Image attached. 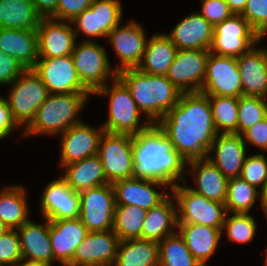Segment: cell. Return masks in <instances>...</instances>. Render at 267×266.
Here are the masks:
<instances>
[{"mask_svg":"<svg viewBox=\"0 0 267 266\" xmlns=\"http://www.w3.org/2000/svg\"><path fill=\"white\" fill-rule=\"evenodd\" d=\"M92 3L93 0H58L56 13L51 18L71 22Z\"/></svg>","mask_w":267,"mask_h":266,"instance_id":"bcb514c9","label":"cell"},{"mask_svg":"<svg viewBox=\"0 0 267 266\" xmlns=\"http://www.w3.org/2000/svg\"><path fill=\"white\" fill-rule=\"evenodd\" d=\"M195 177L196 187L191 189L203 195L205 198L220 203H225L227 198L228 179L225 175L207 158L196 159L187 162Z\"/></svg>","mask_w":267,"mask_h":266,"instance_id":"484cf974","label":"cell"},{"mask_svg":"<svg viewBox=\"0 0 267 266\" xmlns=\"http://www.w3.org/2000/svg\"><path fill=\"white\" fill-rule=\"evenodd\" d=\"M260 191V201H261V207L263 209V212L265 213L267 217V181L264 183Z\"/></svg>","mask_w":267,"mask_h":266,"instance_id":"f5cc1de1","label":"cell"},{"mask_svg":"<svg viewBox=\"0 0 267 266\" xmlns=\"http://www.w3.org/2000/svg\"><path fill=\"white\" fill-rule=\"evenodd\" d=\"M226 229L227 238L233 243H247L254 239L257 225L249 213L227 215L222 230Z\"/></svg>","mask_w":267,"mask_h":266,"instance_id":"60d3db41","label":"cell"},{"mask_svg":"<svg viewBox=\"0 0 267 266\" xmlns=\"http://www.w3.org/2000/svg\"><path fill=\"white\" fill-rule=\"evenodd\" d=\"M26 68L15 58L0 50V85H10Z\"/></svg>","mask_w":267,"mask_h":266,"instance_id":"7dc6e473","label":"cell"},{"mask_svg":"<svg viewBox=\"0 0 267 266\" xmlns=\"http://www.w3.org/2000/svg\"><path fill=\"white\" fill-rule=\"evenodd\" d=\"M33 70L39 75L49 94H92L80 81L72 55L38 58Z\"/></svg>","mask_w":267,"mask_h":266,"instance_id":"7c38bea8","label":"cell"},{"mask_svg":"<svg viewBox=\"0 0 267 266\" xmlns=\"http://www.w3.org/2000/svg\"><path fill=\"white\" fill-rule=\"evenodd\" d=\"M241 15L258 33L267 23V0H248Z\"/></svg>","mask_w":267,"mask_h":266,"instance_id":"f6af8a7d","label":"cell"},{"mask_svg":"<svg viewBox=\"0 0 267 266\" xmlns=\"http://www.w3.org/2000/svg\"><path fill=\"white\" fill-rule=\"evenodd\" d=\"M40 200L41 214L47 220L76 219L80 215L79 192L61 176L49 182Z\"/></svg>","mask_w":267,"mask_h":266,"instance_id":"e0dca14e","label":"cell"},{"mask_svg":"<svg viewBox=\"0 0 267 266\" xmlns=\"http://www.w3.org/2000/svg\"><path fill=\"white\" fill-rule=\"evenodd\" d=\"M10 86L11 90L6 100L12 116L20 127L26 128L49 92L33 69H26Z\"/></svg>","mask_w":267,"mask_h":266,"instance_id":"52a82bcc","label":"cell"},{"mask_svg":"<svg viewBox=\"0 0 267 266\" xmlns=\"http://www.w3.org/2000/svg\"><path fill=\"white\" fill-rule=\"evenodd\" d=\"M236 59L242 82V96L267 97V49L253 46Z\"/></svg>","mask_w":267,"mask_h":266,"instance_id":"d4e9b609","label":"cell"},{"mask_svg":"<svg viewBox=\"0 0 267 266\" xmlns=\"http://www.w3.org/2000/svg\"><path fill=\"white\" fill-rule=\"evenodd\" d=\"M79 218L89 232L113 229L115 193L112 183L85 189L79 192Z\"/></svg>","mask_w":267,"mask_h":266,"instance_id":"8fae6325","label":"cell"},{"mask_svg":"<svg viewBox=\"0 0 267 266\" xmlns=\"http://www.w3.org/2000/svg\"><path fill=\"white\" fill-rule=\"evenodd\" d=\"M121 18L122 7L119 0H93L90 8L77 15L71 24H76L74 28L76 37L82 31L90 38H107L108 34L121 23Z\"/></svg>","mask_w":267,"mask_h":266,"instance_id":"9a60e30c","label":"cell"},{"mask_svg":"<svg viewBox=\"0 0 267 266\" xmlns=\"http://www.w3.org/2000/svg\"><path fill=\"white\" fill-rule=\"evenodd\" d=\"M103 133L102 126L95 129L81 122L58 135L61 136V167L97 155Z\"/></svg>","mask_w":267,"mask_h":266,"instance_id":"d6986e66","label":"cell"},{"mask_svg":"<svg viewBox=\"0 0 267 266\" xmlns=\"http://www.w3.org/2000/svg\"><path fill=\"white\" fill-rule=\"evenodd\" d=\"M201 93L209 96H242V82L235 57L209 53Z\"/></svg>","mask_w":267,"mask_h":266,"instance_id":"4fadbf2b","label":"cell"},{"mask_svg":"<svg viewBox=\"0 0 267 266\" xmlns=\"http://www.w3.org/2000/svg\"><path fill=\"white\" fill-rule=\"evenodd\" d=\"M0 50L33 69L39 58L37 31L0 28Z\"/></svg>","mask_w":267,"mask_h":266,"instance_id":"4316f807","label":"cell"},{"mask_svg":"<svg viewBox=\"0 0 267 266\" xmlns=\"http://www.w3.org/2000/svg\"><path fill=\"white\" fill-rule=\"evenodd\" d=\"M159 266H201L178 232L159 242Z\"/></svg>","mask_w":267,"mask_h":266,"instance_id":"f35d334b","label":"cell"},{"mask_svg":"<svg viewBox=\"0 0 267 266\" xmlns=\"http://www.w3.org/2000/svg\"><path fill=\"white\" fill-rule=\"evenodd\" d=\"M260 191L240 177L231 178L227 184L226 209L229 213H249Z\"/></svg>","mask_w":267,"mask_h":266,"instance_id":"74e56055","label":"cell"},{"mask_svg":"<svg viewBox=\"0 0 267 266\" xmlns=\"http://www.w3.org/2000/svg\"><path fill=\"white\" fill-rule=\"evenodd\" d=\"M176 199L178 224H200L222 228L228 214L226 205L209 200L194 192L191 187L177 184L170 189Z\"/></svg>","mask_w":267,"mask_h":266,"instance_id":"8992f818","label":"cell"},{"mask_svg":"<svg viewBox=\"0 0 267 266\" xmlns=\"http://www.w3.org/2000/svg\"><path fill=\"white\" fill-rule=\"evenodd\" d=\"M108 40L121 60L115 68L117 73L127 68H137L144 55L147 37L136 21L117 25L109 34Z\"/></svg>","mask_w":267,"mask_h":266,"instance_id":"ac0fdd59","label":"cell"},{"mask_svg":"<svg viewBox=\"0 0 267 266\" xmlns=\"http://www.w3.org/2000/svg\"><path fill=\"white\" fill-rule=\"evenodd\" d=\"M44 225L28 220L16 230L19 232L22 258L52 265L54 255L49 235V220Z\"/></svg>","mask_w":267,"mask_h":266,"instance_id":"83f0119b","label":"cell"},{"mask_svg":"<svg viewBox=\"0 0 267 266\" xmlns=\"http://www.w3.org/2000/svg\"><path fill=\"white\" fill-rule=\"evenodd\" d=\"M173 148L186 161L207 158L218 132L215 128L209 95L182 93L178 103L157 123Z\"/></svg>","mask_w":267,"mask_h":266,"instance_id":"6da1fadb","label":"cell"},{"mask_svg":"<svg viewBox=\"0 0 267 266\" xmlns=\"http://www.w3.org/2000/svg\"><path fill=\"white\" fill-rule=\"evenodd\" d=\"M26 195L22 185L4 187L0 192V220L9 229H17L29 220Z\"/></svg>","mask_w":267,"mask_h":266,"instance_id":"e575fe53","label":"cell"},{"mask_svg":"<svg viewBox=\"0 0 267 266\" xmlns=\"http://www.w3.org/2000/svg\"><path fill=\"white\" fill-rule=\"evenodd\" d=\"M10 229L0 220V236L5 234Z\"/></svg>","mask_w":267,"mask_h":266,"instance_id":"9f6ffc18","label":"cell"},{"mask_svg":"<svg viewBox=\"0 0 267 266\" xmlns=\"http://www.w3.org/2000/svg\"><path fill=\"white\" fill-rule=\"evenodd\" d=\"M15 266H52V265L41 261L22 258Z\"/></svg>","mask_w":267,"mask_h":266,"instance_id":"db71d44e","label":"cell"},{"mask_svg":"<svg viewBox=\"0 0 267 266\" xmlns=\"http://www.w3.org/2000/svg\"><path fill=\"white\" fill-rule=\"evenodd\" d=\"M63 178L76 192L109 184L98 155L64 166Z\"/></svg>","mask_w":267,"mask_h":266,"instance_id":"1f68e13d","label":"cell"},{"mask_svg":"<svg viewBox=\"0 0 267 266\" xmlns=\"http://www.w3.org/2000/svg\"><path fill=\"white\" fill-rule=\"evenodd\" d=\"M72 59L80 81L92 95L106 85L109 78H117L118 73L111 70L105 49L92 39L75 43Z\"/></svg>","mask_w":267,"mask_h":266,"instance_id":"ba28073f","label":"cell"},{"mask_svg":"<svg viewBox=\"0 0 267 266\" xmlns=\"http://www.w3.org/2000/svg\"><path fill=\"white\" fill-rule=\"evenodd\" d=\"M120 239L113 230L89 232L74 253L73 266H114Z\"/></svg>","mask_w":267,"mask_h":266,"instance_id":"2e32d148","label":"cell"},{"mask_svg":"<svg viewBox=\"0 0 267 266\" xmlns=\"http://www.w3.org/2000/svg\"><path fill=\"white\" fill-rule=\"evenodd\" d=\"M36 12L42 18H51L56 13L58 0H32Z\"/></svg>","mask_w":267,"mask_h":266,"instance_id":"f907efd6","label":"cell"},{"mask_svg":"<svg viewBox=\"0 0 267 266\" xmlns=\"http://www.w3.org/2000/svg\"><path fill=\"white\" fill-rule=\"evenodd\" d=\"M212 151L215 157H210ZM246 157V144L241 135L220 133L213 141L207 159L229 180L240 177Z\"/></svg>","mask_w":267,"mask_h":266,"instance_id":"7402d4cb","label":"cell"},{"mask_svg":"<svg viewBox=\"0 0 267 266\" xmlns=\"http://www.w3.org/2000/svg\"><path fill=\"white\" fill-rule=\"evenodd\" d=\"M199 13L213 27L234 14L225 0H202V13Z\"/></svg>","mask_w":267,"mask_h":266,"instance_id":"ee69618b","label":"cell"},{"mask_svg":"<svg viewBox=\"0 0 267 266\" xmlns=\"http://www.w3.org/2000/svg\"><path fill=\"white\" fill-rule=\"evenodd\" d=\"M88 98L85 93L49 94L34 119L24 128L23 136L60 135L71 126L81 123L76 116L81 113Z\"/></svg>","mask_w":267,"mask_h":266,"instance_id":"277c9868","label":"cell"},{"mask_svg":"<svg viewBox=\"0 0 267 266\" xmlns=\"http://www.w3.org/2000/svg\"><path fill=\"white\" fill-rule=\"evenodd\" d=\"M177 51L166 34H155L147 39L143 59L137 68L148 74L166 76Z\"/></svg>","mask_w":267,"mask_h":266,"instance_id":"4dcf8cb0","label":"cell"},{"mask_svg":"<svg viewBox=\"0 0 267 266\" xmlns=\"http://www.w3.org/2000/svg\"><path fill=\"white\" fill-rule=\"evenodd\" d=\"M209 101L211 104L214 125L218 134H238L239 98L209 96Z\"/></svg>","mask_w":267,"mask_h":266,"instance_id":"8d00e7d4","label":"cell"},{"mask_svg":"<svg viewBox=\"0 0 267 266\" xmlns=\"http://www.w3.org/2000/svg\"><path fill=\"white\" fill-rule=\"evenodd\" d=\"M240 178L259 190L267 181V159L263 153L248 155L243 164Z\"/></svg>","mask_w":267,"mask_h":266,"instance_id":"b9f144b4","label":"cell"},{"mask_svg":"<svg viewBox=\"0 0 267 266\" xmlns=\"http://www.w3.org/2000/svg\"><path fill=\"white\" fill-rule=\"evenodd\" d=\"M41 19L32 0H0V28L36 30Z\"/></svg>","mask_w":267,"mask_h":266,"instance_id":"836d02e7","label":"cell"},{"mask_svg":"<svg viewBox=\"0 0 267 266\" xmlns=\"http://www.w3.org/2000/svg\"><path fill=\"white\" fill-rule=\"evenodd\" d=\"M159 243L146 239L122 240L114 266H159Z\"/></svg>","mask_w":267,"mask_h":266,"instance_id":"d6a6232c","label":"cell"},{"mask_svg":"<svg viewBox=\"0 0 267 266\" xmlns=\"http://www.w3.org/2000/svg\"><path fill=\"white\" fill-rule=\"evenodd\" d=\"M147 210L138 206H115L113 232L120 241L141 239Z\"/></svg>","mask_w":267,"mask_h":266,"instance_id":"d590c367","label":"cell"},{"mask_svg":"<svg viewBox=\"0 0 267 266\" xmlns=\"http://www.w3.org/2000/svg\"><path fill=\"white\" fill-rule=\"evenodd\" d=\"M97 155L109 183L134 177L132 135L104 131Z\"/></svg>","mask_w":267,"mask_h":266,"instance_id":"9c48e42d","label":"cell"},{"mask_svg":"<svg viewBox=\"0 0 267 266\" xmlns=\"http://www.w3.org/2000/svg\"><path fill=\"white\" fill-rule=\"evenodd\" d=\"M117 78L128 88L138 109L147 114L151 124H157L182 94L166 76L148 74L138 68L123 69Z\"/></svg>","mask_w":267,"mask_h":266,"instance_id":"3957f363","label":"cell"},{"mask_svg":"<svg viewBox=\"0 0 267 266\" xmlns=\"http://www.w3.org/2000/svg\"><path fill=\"white\" fill-rule=\"evenodd\" d=\"M261 96H240L238 102V134L266 118L267 102Z\"/></svg>","mask_w":267,"mask_h":266,"instance_id":"ab89813d","label":"cell"},{"mask_svg":"<svg viewBox=\"0 0 267 266\" xmlns=\"http://www.w3.org/2000/svg\"><path fill=\"white\" fill-rule=\"evenodd\" d=\"M115 193L116 206H138L150 210L152 207L161 203L168 194L158 192L151 186L167 187L165 183H161L149 179L129 178L121 179L112 183Z\"/></svg>","mask_w":267,"mask_h":266,"instance_id":"44dd1931","label":"cell"},{"mask_svg":"<svg viewBox=\"0 0 267 266\" xmlns=\"http://www.w3.org/2000/svg\"><path fill=\"white\" fill-rule=\"evenodd\" d=\"M266 257H265V266H267V249H266Z\"/></svg>","mask_w":267,"mask_h":266,"instance_id":"6f0895ef","label":"cell"},{"mask_svg":"<svg viewBox=\"0 0 267 266\" xmlns=\"http://www.w3.org/2000/svg\"><path fill=\"white\" fill-rule=\"evenodd\" d=\"M267 34V23L266 25L257 33V41L261 42L262 38Z\"/></svg>","mask_w":267,"mask_h":266,"instance_id":"11a10c76","label":"cell"},{"mask_svg":"<svg viewBox=\"0 0 267 266\" xmlns=\"http://www.w3.org/2000/svg\"><path fill=\"white\" fill-rule=\"evenodd\" d=\"M177 229L192 256L201 266H206L209 258L216 253L222 236V228L200 224H178Z\"/></svg>","mask_w":267,"mask_h":266,"instance_id":"f1b7e54d","label":"cell"},{"mask_svg":"<svg viewBox=\"0 0 267 266\" xmlns=\"http://www.w3.org/2000/svg\"><path fill=\"white\" fill-rule=\"evenodd\" d=\"M244 143H252L267 151V118L257 122L251 128L247 129L242 135ZM244 137L246 140H244Z\"/></svg>","mask_w":267,"mask_h":266,"instance_id":"c3c4849f","label":"cell"},{"mask_svg":"<svg viewBox=\"0 0 267 266\" xmlns=\"http://www.w3.org/2000/svg\"><path fill=\"white\" fill-rule=\"evenodd\" d=\"M168 195L157 206L147 210L141 239L161 242L166 236H170L177 231V207L171 197Z\"/></svg>","mask_w":267,"mask_h":266,"instance_id":"f546056e","label":"cell"},{"mask_svg":"<svg viewBox=\"0 0 267 266\" xmlns=\"http://www.w3.org/2000/svg\"><path fill=\"white\" fill-rule=\"evenodd\" d=\"M209 50H178L166 77L181 93L200 92Z\"/></svg>","mask_w":267,"mask_h":266,"instance_id":"5bb4252c","label":"cell"},{"mask_svg":"<svg viewBox=\"0 0 267 266\" xmlns=\"http://www.w3.org/2000/svg\"><path fill=\"white\" fill-rule=\"evenodd\" d=\"M133 160L134 178L165 183L169 189L178 184L176 181L186 182L183 170L187 162L157 124L133 135Z\"/></svg>","mask_w":267,"mask_h":266,"instance_id":"7a4b0ae2","label":"cell"},{"mask_svg":"<svg viewBox=\"0 0 267 266\" xmlns=\"http://www.w3.org/2000/svg\"><path fill=\"white\" fill-rule=\"evenodd\" d=\"M15 127L20 126L13 118L6 98L0 96V140L7 137Z\"/></svg>","mask_w":267,"mask_h":266,"instance_id":"681fc988","label":"cell"},{"mask_svg":"<svg viewBox=\"0 0 267 266\" xmlns=\"http://www.w3.org/2000/svg\"><path fill=\"white\" fill-rule=\"evenodd\" d=\"M234 14H241L248 0H225Z\"/></svg>","mask_w":267,"mask_h":266,"instance_id":"816d5d0a","label":"cell"},{"mask_svg":"<svg viewBox=\"0 0 267 266\" xmlns=\"http://www.w3.org/2000/svg\"><path fill=\"white\" fill-rule=\"evenodd\" d=\"M21 259L19 234L10 229L0 236V266H15Z\"/></svg>","mask_w":267,"mask_h":266,"instance_id":"7bdbcfd3","label":"cell"},{"mask_svg":"<svg viewBox=\"0 0 267 266\" xmlns=\"http://www.w3.org/2000/svg\"><path fill=\"white\" fill-rule=\"evenodd\" d=\"M113 85L108 83L99 88L94 95L109 97V117L102 125L105 132L136 135L146 130L151 123L147 120L141 123V112L132 99L128 88L116 78Z\"/></svg>","mask_w":267,"mask_h":266,"instance_id":"5b68a950","label":"cell"},{"mask_svg":"<svg viewBox=\"0 0 267 266\" xmlns=\"http://www.w3.org/2000/svg\"><path fill=\"white\" fill-rule=\"evenodd\" d=\"M257 32L241 14L214 26L210 53L238 58L257 45Z\"/></svg>","mask_w":267,"mask_h":266,"instance_id":"30bf717a","label":"cell"},{"mask_svg":"<svg viewBox=\"0 0 267 266\" xmlns=\"http://www.w3.org/2000/svg\"><path fill=\"white\" fill-rule=\"evenodd\" d=\"M89 233L80 218L49 220V235L54 260L70 264L77 246Z\"/></svg>","mask_w":267,"mask_h":266,"instance_id":"603a6c76","label":"cell"},{"mask_svg":"<svg viewBox=\"0 0 267 266\" xmlns=\"http://www.w3.org/2000/svg\"><path fill=\"white\" fill-rule=\"evenodd\" d=\"M213 31L214 27L200 13L194 12L166 35L178 50H210Z\"/></svg>","mask_w":267,"mask_h":266,"instance_id":"cb8c5ba5","label":"cell"},{"mask_svg":"<svg viewBox=\"0 0 267 266\" xmlns=\"http://www.w3.org/2000/svg\"><path fill=\"white\" fill-rule=\"evenodd\" d=\"M36 31L39 58L72 55L76 36L68 21L42 18Z\"/></svg>","mask_w":267,"mask_h":266,"instance_id":"ffe728a7","label":"cell"}]
</instances>
